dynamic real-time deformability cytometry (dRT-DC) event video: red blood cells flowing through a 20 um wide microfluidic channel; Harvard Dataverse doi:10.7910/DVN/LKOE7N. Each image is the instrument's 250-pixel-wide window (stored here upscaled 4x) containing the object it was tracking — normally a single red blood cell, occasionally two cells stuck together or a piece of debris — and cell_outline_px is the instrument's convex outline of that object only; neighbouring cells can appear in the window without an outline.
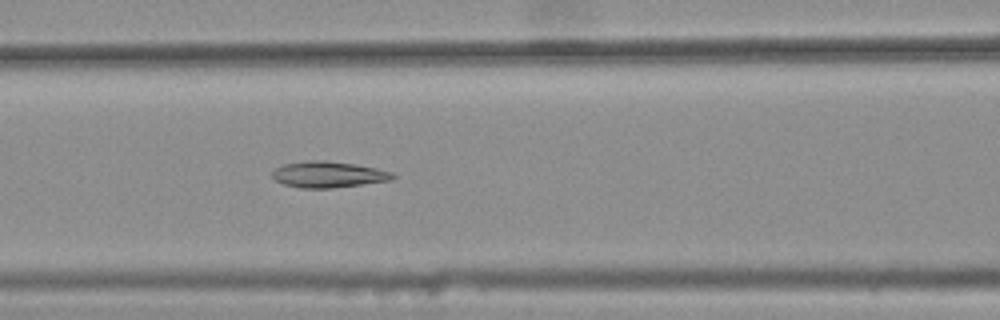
{"species": "common noctule bat (a hibernating species)", "species_latin": "Nyctalus noctula", "temperature_condition": "warm", "stored_images_in_passage": 37, "camera_frame_rate_fps": 3000, "um_per_image_px": 0.085, "animal": {"sex": "female", "body_mass_g": 25.1}, "frame": {"image": 1, "passage_image": 14, "time_ms": 4.333, "image_size_px": [1000, 320], "cell_outline_px": [[396, 176], [392, 180], [332, 188], [300, 188], [284, 184], [276, 180], [272, 176], [272, 172], [276, 168], [284, 164], [308, 160], [324, 160], [356, 164], [376, 168], [392, 172]], "centroid_in_image_um": [27.91, 14.83], "position_along_channel_um": 138.7, "area_um2": 18.32}}
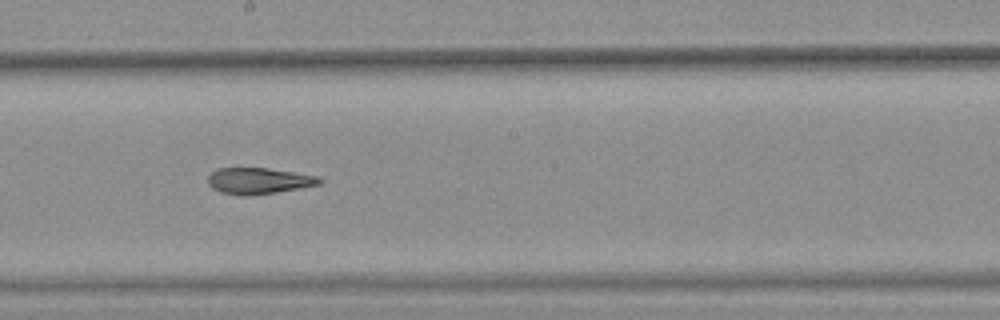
{"frame": {"image": 2, "passage_image": 21, "time_ms": 6.667, "image_size_px": [1000, 320], "cell_outline_px": [[324, 180], [320, 184], [300, 188], [276, 192], [240, 196], [220, 192], [212, 188], [208, 184], [208, 176], [212, 172], [220, 168], [268, 168], [320, 176]], "centroid_in_image_um": [22.01, 15.37], "position_along_channel_um": 226.2, "area_um2": 17.05}}
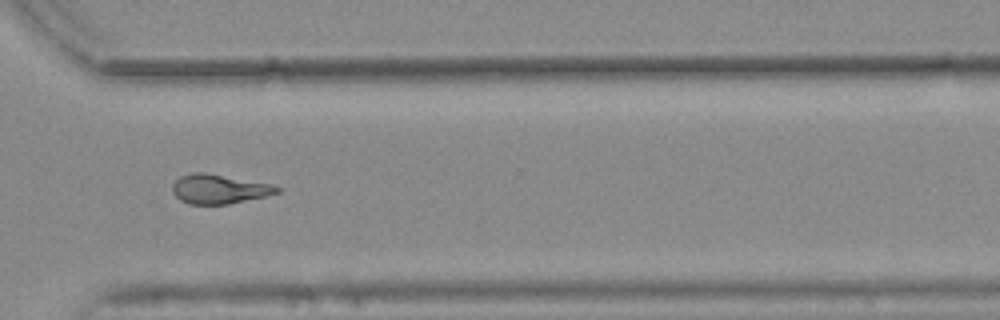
{"frame": {"image": 3, "passage_image": 31, "time_ms": 10.0, "image_size_px": [1000, 320], "cell_outline_px": [[280, 192], [264, 196], [228, 204], [188, 204], [180, 200], [172, 192], [172, 184], [180, 176], [192, 172], [204, 172], [272, 184], [280, 188]], "centroid_in_image_um": [18.58, 16.06], "position_along_channel_um": 352.0, "area_um2": 17.8}, "authors_computed_cell_mechanics": {"area_um2": 17.918, "velocity_mm_per_s": 3.7573, "shape_relaxation_time_tau1_ms": null, "shape_relaxation_time_tau2_ms": 3.9811, "deformation_change_tau1": null, "deformation_change_tau2": 0.1156}}